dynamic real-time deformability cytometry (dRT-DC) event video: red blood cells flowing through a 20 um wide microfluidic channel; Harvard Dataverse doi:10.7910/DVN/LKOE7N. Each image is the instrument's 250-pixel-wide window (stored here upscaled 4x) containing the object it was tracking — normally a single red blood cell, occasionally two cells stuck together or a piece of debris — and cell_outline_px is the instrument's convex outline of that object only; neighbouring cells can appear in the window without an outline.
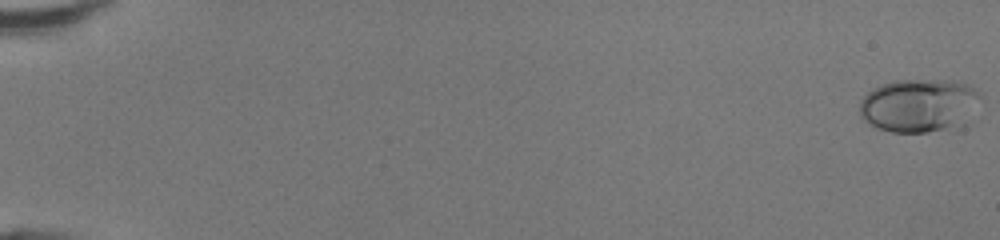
{"species": "human", "species_latin": "Homo sapiens", "temperature_condition": "room temperature", "stored_images_in_passage": 49, "camera_frame_rate_fps": 3000, "um_per_image_px": 0.085, "donor": {"sex": "female"}, "frame": {"image": 1, "passage_image": 1, "time_ms": 0.0, "image_size_px": [1000, 240], "cell_outline_px": [[980, 92], [952, 124], [944, 128], [924, 132], [892, 132], [876, 128], [864, 120], [860, 116], [860, 100], [872, 88], [896, 80], [952, 80], [968, 84]], "centroid_in_image_um": [77.87, 8.91], "position_along_channel_um": 7.1, "area_um2": 35.43}}
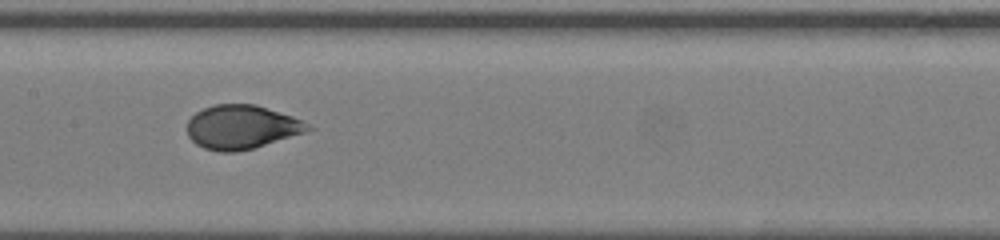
{"frame": {"image": 2, "passage_image": 27, "time_ms": 8.667, "image_size_px": [1000, 240], "cell_outline_px": [[316, 128], [304, 132], [252, 148], [236, 152], [220, 152], [204, 148], [196, 144], [188, 136], [188, 120], [196, 112], [204, 108], [216, 104], [256, 104], [292, 116]], "centroid_in_image_um": [20.52, 10.79], "position_along_channel_um": 186.9, "area_um2": 30.58}}
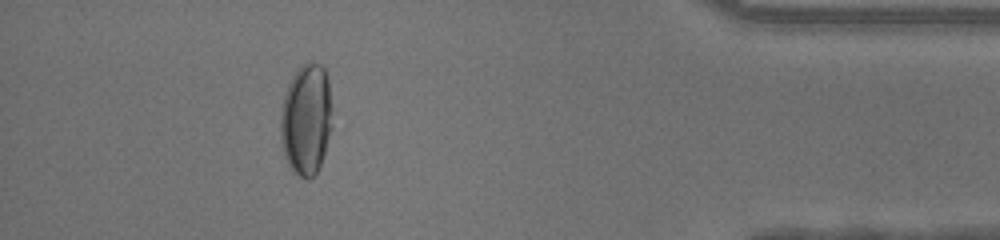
{"frame": {"image": 3, "passage_image": 45, "time_ms": 14.667, "image_size_px": [1000, 240], "cell_outline_px": [[332, 128], [320, 164], [316, 172], [312, 176], [300, 176], [288, 164], [284, 156], [280, 136], [280, 108], [288, 84], [292, 76], [300, 64], [308, 60], [312, 60], [320, 64], [324, 68], [328, 80], [332, 108]], "centroid_in_image_um": [26.02, 10.06], "position_along_channel_um": 409.2, "area_um2": 33.81}, "authors_computed_cell_mechanics": {"area_um2": 31.79, "velocity_mm_per_s": 4.3582, "shape_relaxation_time_tau1_ms": 7.2778, "shape_relaxation_time_tau2_ms": null, "deformation_change_tau1": 0.2413, "deformation_change_tau2": null}}